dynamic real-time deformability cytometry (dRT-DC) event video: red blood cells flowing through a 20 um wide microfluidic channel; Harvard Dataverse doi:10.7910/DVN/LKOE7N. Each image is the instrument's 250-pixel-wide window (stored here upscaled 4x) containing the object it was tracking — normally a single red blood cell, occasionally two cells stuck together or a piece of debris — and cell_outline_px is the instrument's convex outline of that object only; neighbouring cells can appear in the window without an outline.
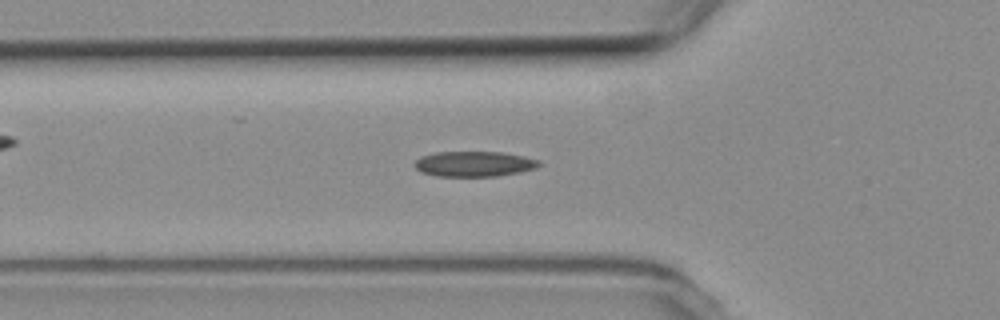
{"species": "common noctule bat (a hibernating species)", "species_latin": "Nyctalus noctula", "temperature_condition": "room temperature", "stored_images_in_passage": 55, "camera_frame_rate_fps": 3000, "um_per_image_px": 0.085, "animal": {"sex": "female", "body_mass_g": 19.3, "forearm_length_mm": 54.1}, "frame": {"image": 1, "passage_image": 18, "time_ms": 5.667, "image_size_px": [1000, 320], "cell_outline_px": [[540, 164], [536, 168], [520, 172], [496, 176], [436, 176], [420, 172], [416, 168], [416, 160], [420, 156], [436, 152], [504, 152], [524, 156], [540, 160]], "centroid_in_image_um": [40.31, 13.93], "position_along_channel_um": 85.5, "area_um2": 18.38}}
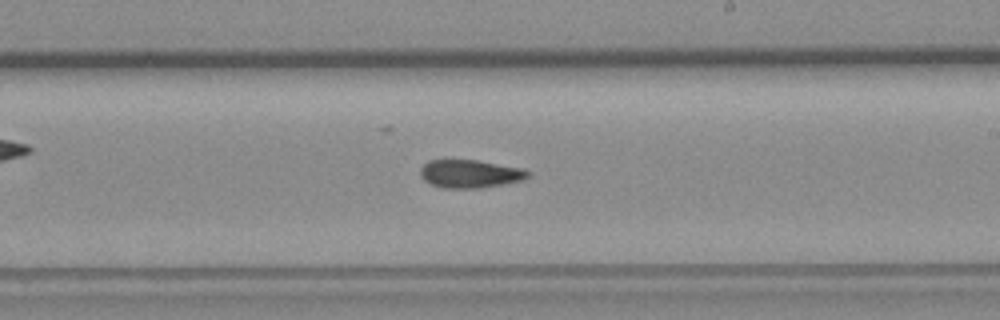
{"frame": {"image": 2, "passage_image": 31, "time_ms": 10.0, "image_size_px": [1000, 320], "cell_outline_px": [[532, 172], [524, 180], [504, 184], [480, 188], [444, 188], [428, 184], [420, 176], [420, 168], [428, 160], [476, 160], [524, 168]], "centroid_in_image_um": [39.96, 14.78], "position_along_channel_um": 249.0, "area_um2": 17.86}}
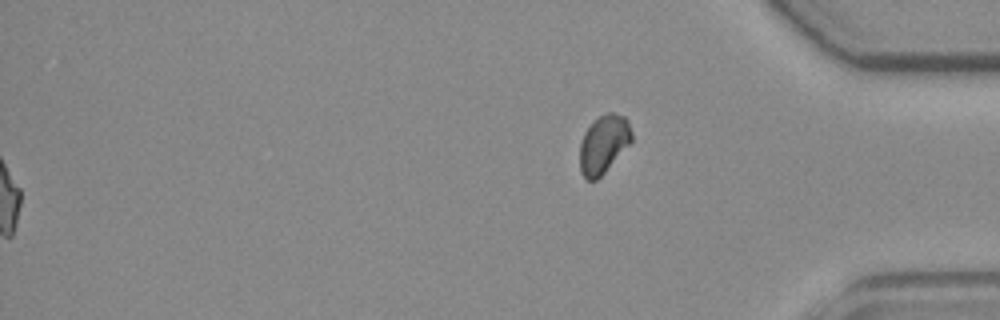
{"frame": {"image": 3, "passage_image": 55, "time_ms": 18.0, "image_size_px": [1000, 320], "cell_outline_px": [[632, 140], [604, 172], [596, 180], [588, 180], [580, 172], [580, 144], [584, 132], [600, 116], [608, 112], [612, 112], [624, 116], [628, 120], [632, 132]], "centroid_in_image_um": [51.3, 12.24], "position_along_channel_um": 383.9, "area_um2": 17.22}, "authors_computed_cell_mechanics": {"area_um2": 17.5712, "velocity_mm_per_s": 3.7633, "shape_relaxation_time_tau1_ms": null, "shape_relaxation_time_tau2_ms": 5.0445, "deformation_change_tau1": null, "deformation_change_tau2": 0.1296}}